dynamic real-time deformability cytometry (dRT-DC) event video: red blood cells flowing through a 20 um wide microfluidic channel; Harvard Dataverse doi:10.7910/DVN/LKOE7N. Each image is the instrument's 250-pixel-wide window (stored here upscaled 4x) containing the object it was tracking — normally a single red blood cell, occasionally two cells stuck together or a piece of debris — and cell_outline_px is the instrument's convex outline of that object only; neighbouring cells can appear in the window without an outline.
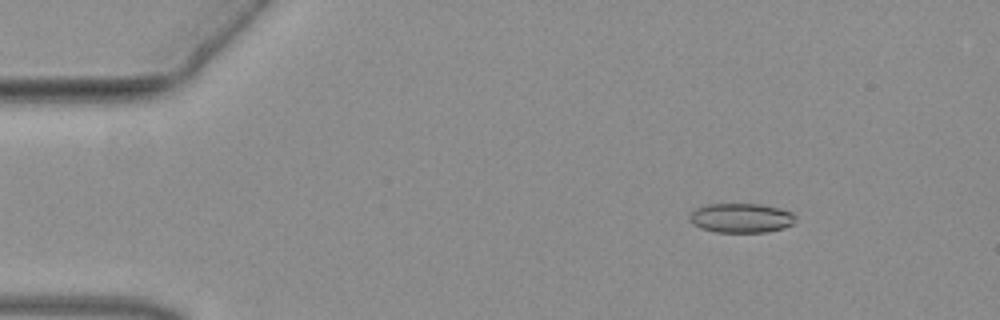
{"species": "common noctule bat (a hibernating species)", "species_latin": "Nyctalus noctula", "temperature_condition": "warm", "stored_images_in_passage": 53, "camera_frame_rate_fps": 3000, "um_per_image_px": 0.085, "animal": {"sex": "female", "body_mass_g": 19.3, "forearm_length_mm": 54.1}, "frame": {"image": 1, "passage_image": 8, "time_ms": 2.333, "image_size_px": [1000, 320], "cell_outline_px": [[796, 220], [792, 224], [784, 228], [768, 232], [716, 232], [700, 228], [692, 224], [688, 220], [688, 216], [696, 208], [708, 204], [760, 204], [792, 212], [796, 216]], "centroid_in_image_um": [62.97, 18.54], "position_along_channel_um": 22.0, "area_um2": 18.26}}
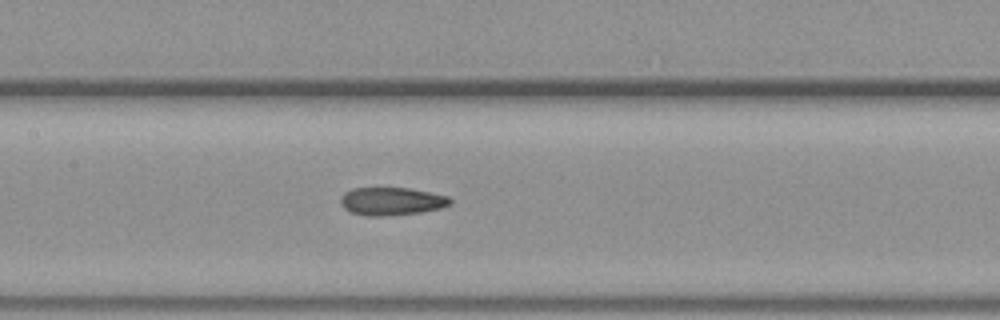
{"frame": {"image": 2, "passage_image": 26, "time_ms": 8.333, "image_size_px": [1000, 320], "cell_outline_px": [[452, 204], [440, 208], [420, 212], [388, 216], [364, 216], [352, 212], [344, 208], [340, 204], [340, 196], [344, 192], [352, 188], [408, 188], [448, 196], [452, 200]], "centroid_in_image_um": [33.25, 17.11], "position_along_channel_um": 174.1, "area_um2": 17.92}}
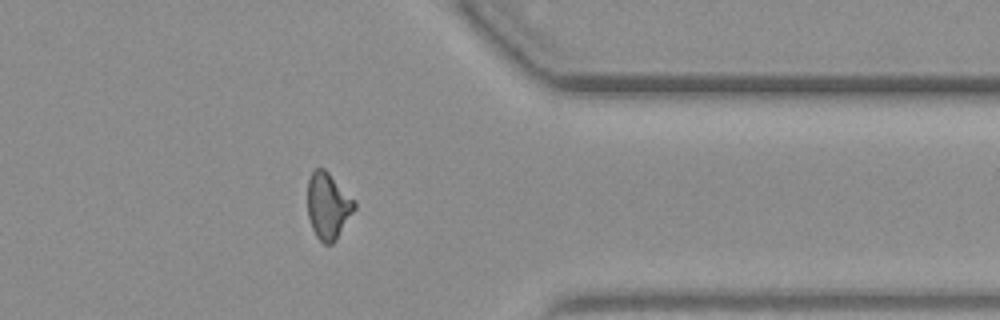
{"frame": {"image": 3, "passage_image": 43, "time_ms": 14.0, "image_size_px": [1000, 320], "cell_outline_px": [[356, 208], [336, 240], [332, 244], [324, 244], [316, 236], [312, 228], [308, 216], [308, 180], [312, 172], [316, 168], [324, 168], [356, 200]], "centroid_in_image_um": [27.9, 17.5], "position_along_channel_um": 383.5, "area_um2": 18.21}}